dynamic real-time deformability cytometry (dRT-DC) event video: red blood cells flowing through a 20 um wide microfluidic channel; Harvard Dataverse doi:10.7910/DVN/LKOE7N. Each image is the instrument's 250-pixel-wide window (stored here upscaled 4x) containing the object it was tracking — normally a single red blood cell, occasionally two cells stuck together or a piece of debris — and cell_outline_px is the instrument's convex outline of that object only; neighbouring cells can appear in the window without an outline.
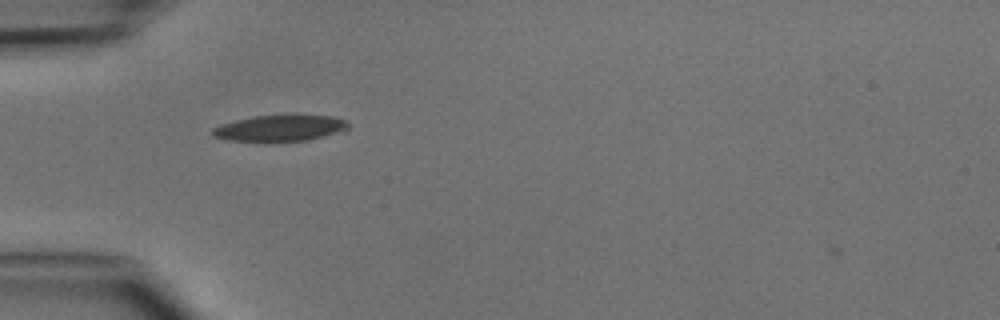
{"species": "common noctule bat (a hibernating species)", "species_latin": "Nyctalus noctula", "temperature_condition": "cold", "stored_images_in_passage": 1, "camera_frame_rate_fps": 3000, "um_per_image_px": 0.085, "animal": {"sex": "male", "body_mass_g": 15.6}, "frame": {"image": 1, "passage_image": 1, "time_ms": 0.0, "image_size_px": [1000, 320], "cell_outline_px": [[348, 128], [344, 132], [308, 140], [264, 144], [228, 140], [212, 136], [208, 132], [212, 128], [220, 124], [236, 120], [256, 116], [332, 116], [344, 120], [348, 124]], "centroid_in_image_um": [23.72, 10.95], "position_along_channel_um": 61.3, "area_um2": 21.39}}